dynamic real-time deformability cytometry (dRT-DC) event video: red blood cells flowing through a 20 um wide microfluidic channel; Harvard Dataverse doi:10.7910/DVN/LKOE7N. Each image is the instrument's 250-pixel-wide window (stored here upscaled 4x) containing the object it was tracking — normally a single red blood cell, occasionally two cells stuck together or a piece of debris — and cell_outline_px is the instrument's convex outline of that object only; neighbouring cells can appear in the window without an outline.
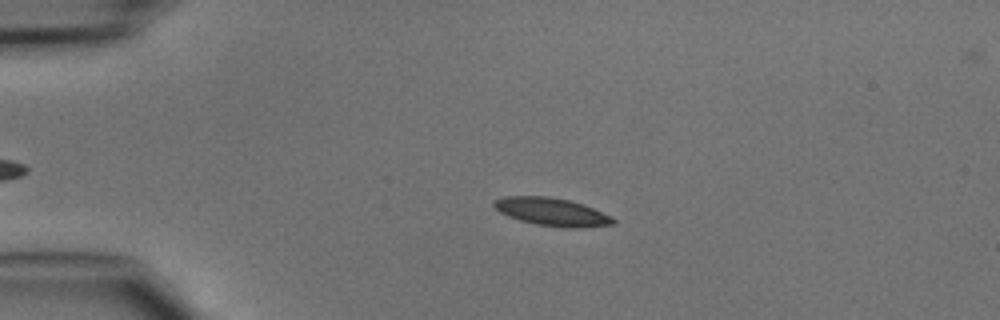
{"species": "common noctule bat (a hibernating species)", "species_latin": "Nyctalus noctula", "temperature_condition": "cold", "stored_images_in_passage": 39, "camera_frame_rate_fps": 3000, "um_per_image_px": 0.085, "animal": {"sex": "male", "body_mass_g": 15.6}, "frame": {"image": 1, "passage_image": 11, "time_ms": 3.333, "image_size_px": [1000, 320], "cell_outline_px": [[616, 224], [576, 228], [568, 228], [536, 224], [520, 220], [508, 216], [500, 212], [492, 204], [492, 200], [504, 196], [548, 196], [568, 200], [592, 208], [612, 216], [616, 220]], "centroid_in_image_um": [46.89, 18.0], "position_along_channel_um": 38.1, "area_um2": 19.31}}
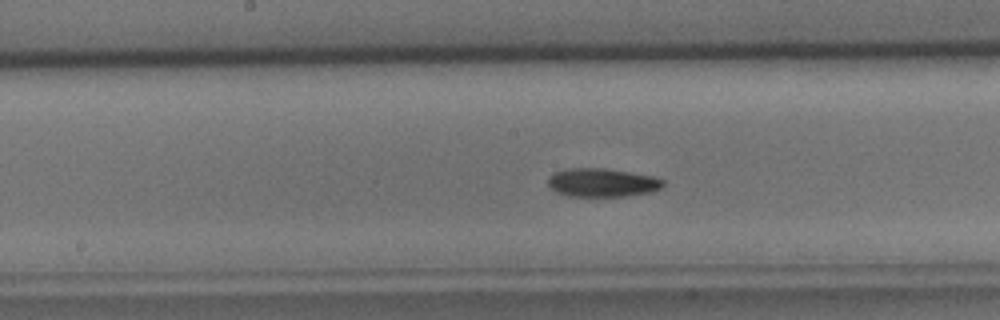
{"frame": {"image": 2, "passage_image": 25, "time_ms": 8.0, "image_size_px": [1000, 320], "cell_outline_px": [[664, 184], [660, 188], [652, 192], [624, 196], [568, 196], [556, 192], [548, 184], [548, 176], [552, 172], [564, 168], [604, 168], [652, 176], [664, 180]], "centroid_in_image_um": [51.14, 15.51], "position_along_channel_um": 197.1, "area_um2": 19.19}}
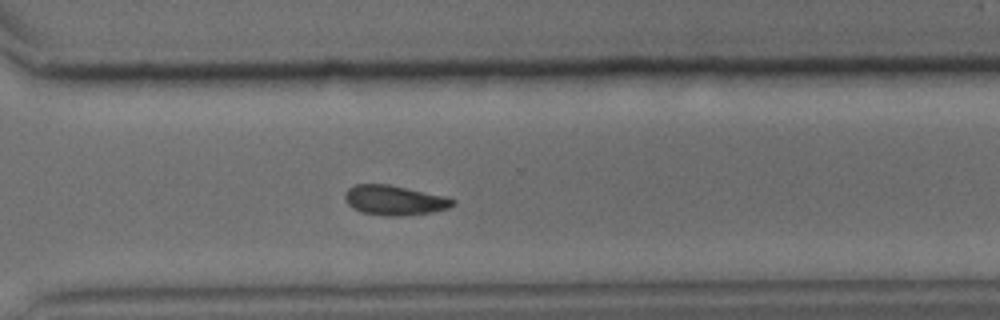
{"frame": {"image": 3, "passage_image": 35, "time_ms": 11.333, "image_size_px": [1000, 320], "cell_outline_px": [[456, 204], [448, 208], [432, 212], [404, 216], [384, 216], [360, 212], [352, 208], [344, 200], [344, 192], [348, 188], [356, 184], [388, 184], [448, 196], [456, 200]], "centroid_in_image_um": [33.53, 17.02], "position_along_channel_um": 337.1, "area_um2": 19.13}}